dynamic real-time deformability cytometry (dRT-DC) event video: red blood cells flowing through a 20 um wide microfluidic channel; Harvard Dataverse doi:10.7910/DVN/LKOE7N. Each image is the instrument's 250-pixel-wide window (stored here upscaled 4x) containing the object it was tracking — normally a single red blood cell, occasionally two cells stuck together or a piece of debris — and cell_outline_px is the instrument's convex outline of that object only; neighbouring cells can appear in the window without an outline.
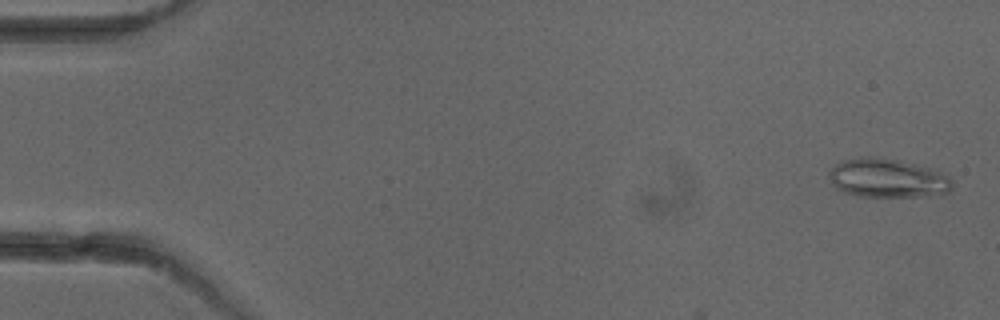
{"species": "common noctule bat (a hibernating species)", "species_latin": "Nyctalus noctula", "temperature_condition": "cold", "stored_images_in_passage": 4, "camera_frame_rate_fps": 3000, "um_per_image_px": 0.085, "animal": {"sex": "female"}, "frame": {"image": 1, "passage_image": 1, "time_ms": 0.0, "image_size_px": [1000, 320], "cell_outline_px": [[952, 188], [948, 192], [916, 196], [860, 196], [844, 192], [836, 188], [832, 184], [828, 176], [828, 172], [836, 164], [844, 160], [860, 156], [872, 156], [900, 160], [936, 168], [948, 176], [952, 180]], "centroid_in_image_um": [75.44, 15.11], "position_along_channel_um": 9.6, "area_um2": 28.09}}